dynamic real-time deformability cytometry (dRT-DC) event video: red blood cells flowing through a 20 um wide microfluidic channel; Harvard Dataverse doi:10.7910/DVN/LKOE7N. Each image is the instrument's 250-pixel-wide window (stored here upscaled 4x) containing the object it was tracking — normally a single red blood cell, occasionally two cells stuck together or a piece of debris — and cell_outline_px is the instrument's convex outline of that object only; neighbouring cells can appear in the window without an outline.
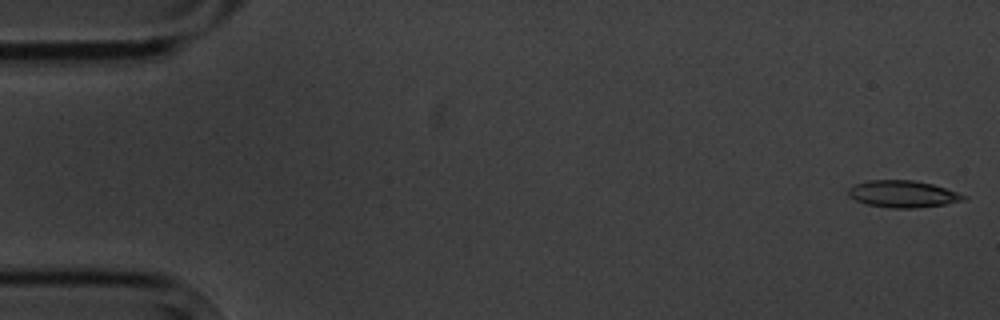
{"species": "common noctule bat (a hibernating species)", "species_latin": "Nyctalus noctula", "temperature_condition": "cold", "stored_images_in_passage": 5, "camera_frame_rate_fps": 3000, "um_per_image_px": 0.085, "animal": {"sex": "male", "body_mass_g": 20.1, "forearm_length_mm": 53.5}, "frame": {"image": 1, "passage_image": 1, "time_ms": 0.0, "image_size_px": [1000, 320], "cell_outline_px": [[968, 200], [944, 204], [916, 208], [892, 208], [868, 204], [856, 200], [848, 196], [848, 188], [856, 184], [868, 180], [912, 180], [932, 184], [968, 196]], "centroid_in_image_um": [76.75, 16.49], "position_along_channel_um": 8.2, "area_um2": 17.98}}
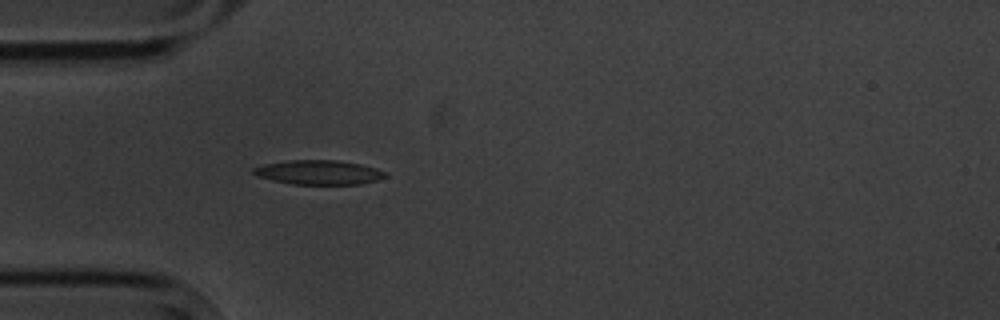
{"frame": {"image": 2, "passage_image": 5, "time_ms": 5.0, "image_size_px": [1000, 320], "cell_outline_px": [[388, 176], [376, 180], [360, 184], [292, 184], [272, 180], [256, 176], [252, 172], [252, 168], [264, 164], [288, 160], [336, 160], [360, 164], [376, 168], [384, 172]], "centroid_in_image_um": [27.06, 14.65], "position_along_channel_um": 57.9, "area_um2": 18.67}}